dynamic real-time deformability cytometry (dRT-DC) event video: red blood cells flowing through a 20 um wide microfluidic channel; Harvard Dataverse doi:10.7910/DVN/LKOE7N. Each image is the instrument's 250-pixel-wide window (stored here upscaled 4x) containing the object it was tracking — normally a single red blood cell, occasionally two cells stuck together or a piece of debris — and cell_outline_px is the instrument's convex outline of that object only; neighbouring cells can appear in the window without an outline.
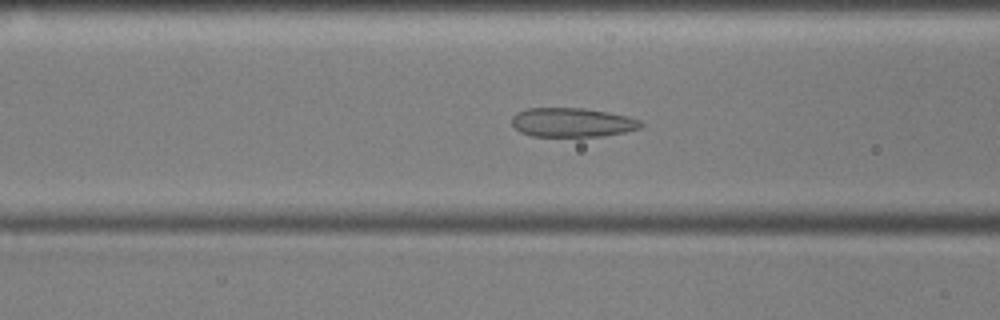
{"species": "common noctule bat (a hibernating species)", "species_latin": "Nyctalus noctula", "temperature_condition": "cold", "stored_images_in_passage": 54, "camera_frame_rate_fps": 3000, "um_per_image_px": 0.085, "animal": {"sex": "male", "body_mass_g": 17.9, "forearm_length_mm": 54.2}, "frame": {"image": 1, "passage_image": 20, "time_ms": 6.333, "image_size_px": [1000, 320], "cell_outline_px": [[644, 124], [640, 128], [624, 132], [604, 136], [532, 136], [520, 132], [512, 124], [512, 116], [516, 112], [524, 108], [584, 108], [608, 112], [628, 116], [640, 120]], "centroid_in_image_um": [48.63, 10.4], "position_along_channel_um": 118.0, "area_um2": 22.02}}
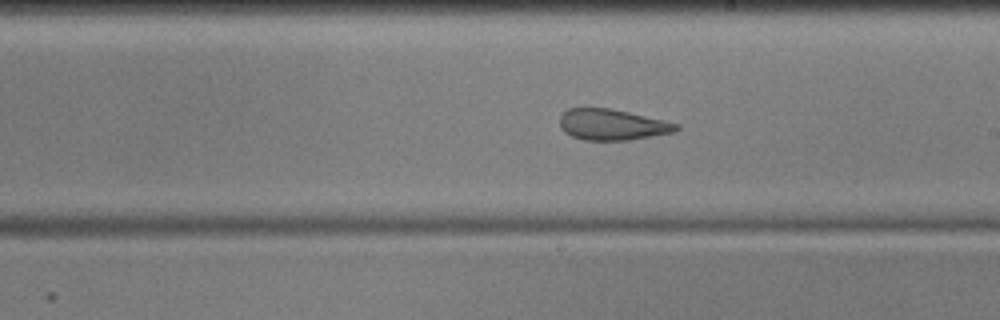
{"frame": {"image": 2, "passage_image": 30, "time_ms": 9.667, "image_size_px": [1000, 320], "cell_outline_px": [[680, 128], [672, 132], [652, 136], [628, 140], [584, 140], [572, 136], [564, 132], [560, 128], [560, 116], [568, 108], [612, 108], [664, 120], [680, 124]], "centroid_in_image_um": [52.02, 10.59], "position_along_channel_um": 237.0, "area_um2": 21.04}}
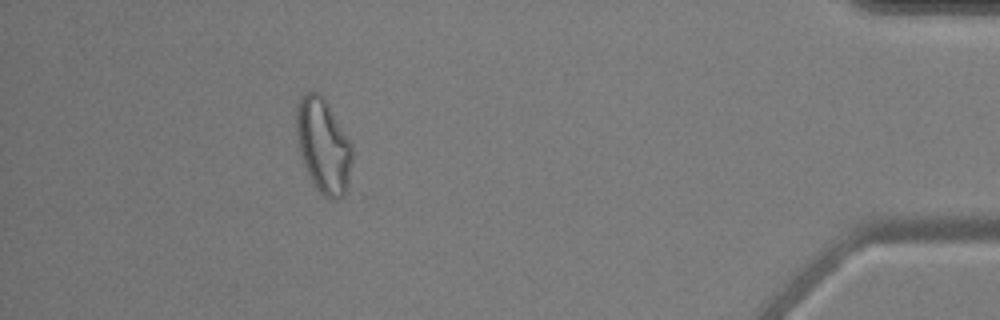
{"frame": {"image": 3, "passage_image": 49, "time_ms": 16.0, "image_size_px": [1000, 320], "cell_outline_px": [[352, 160], [348, 192], [344, 196], [336, 200], [328, 200], [312, 184], [304, 164], [300, 152], [296, 136], [296, 108], [300, 96], [304, 92], [312, 88], [320, 92], [328, 104], [348, 136], [352, 144]], "centroid_in_image_um": [27.49, 12.38], "position_along_channel_um": 407.7, "area_um2": 31.56}, "authors_computed_cell_mechanics": {"area_um2": 24.8251, "velocity_mm_per_s": 3.5746, "shape_relaxation_time_tau1_ms": null, "shape_relaxation_time_tau2_ms": 3.4438, "deformation_change_tau1": null, "deformation_change_tau2": 0.1186}}